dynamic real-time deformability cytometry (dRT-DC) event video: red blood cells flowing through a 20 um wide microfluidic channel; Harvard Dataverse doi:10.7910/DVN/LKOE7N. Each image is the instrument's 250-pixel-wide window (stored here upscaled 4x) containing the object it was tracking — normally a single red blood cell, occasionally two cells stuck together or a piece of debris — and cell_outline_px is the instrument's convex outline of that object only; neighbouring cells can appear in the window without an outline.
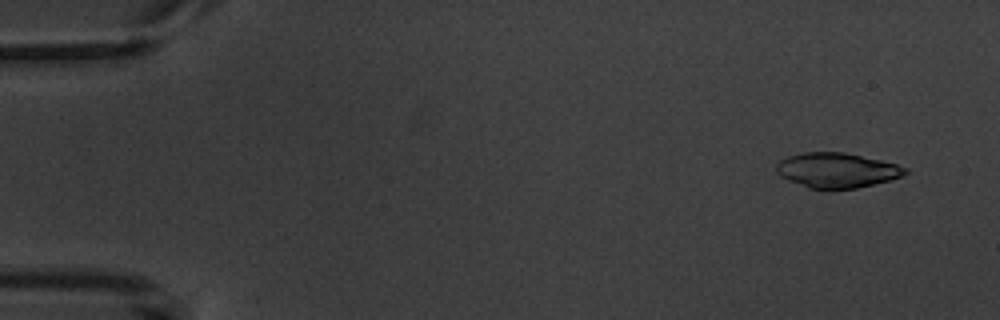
{"species": "common noctule bat (a hibernating species)", "species_latin": "Nyctalus noctula", "temperature_condition": "warm", "stored_images_in_passage": 5, "camera_frame_rate_fps": 3000, "um_per_image_px": 0.085, "animal": {"sex": "male", "body_mass_g": 20.1, "forearm_length_mm": 53.5}, "frame": {"image": 1, "passage_image": 1, "time_ms": 0.0, "image_size_px": [1000, 320], "cell_outline_px": [[908, 172], [904, 176], [892, 180], [856, 188], [828, 192], [808, 188], [788, 180], [780, 176], [776, 172], [776, 164], [780, 160], [788, 156], [804, 152], [844, 152], [880, 160], [896, 164], [908, 168]], "centroid_in_image_um": [71.13, 14.51], "position_along_channel_um": 13.9, "area_um2": 26.88}}
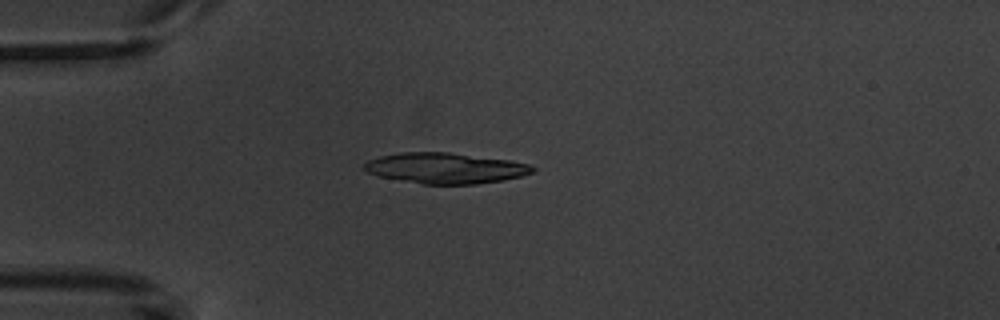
{"frame": {"image": 2, "passage_image": 4, "time_ms": 3.667, "image_size_px": [1000, 320], "cell_outline_px": [[536, 172], [520, 176], [500, 180], [476, 184], [424, 184], [380, 176], [368, 172], [360, 168], [368, 160], [380, 156], [400, 152], [448, 152], [512, 160], [528, 164], [536, 168]], "centroid_in_image_um": [37.86, 14.28], "position_along_channel_um": 47.1, "area_um2": 30.06}}